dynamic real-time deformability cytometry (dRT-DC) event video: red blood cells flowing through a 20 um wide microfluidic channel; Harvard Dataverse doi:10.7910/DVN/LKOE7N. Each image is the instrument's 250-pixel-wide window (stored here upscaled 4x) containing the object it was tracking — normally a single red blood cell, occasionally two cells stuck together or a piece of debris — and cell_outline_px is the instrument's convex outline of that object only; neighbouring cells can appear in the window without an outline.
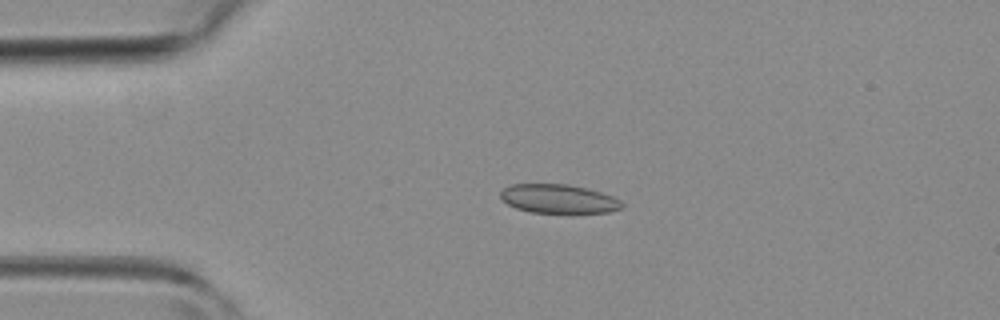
{"species": "common noctule bat (a hibernating species)", "species_latin": "Nyctalus noctula", "temperature_condition": "room temperature", "stored_images_in_passage": 3, "camera_frame_rate_fps": 3000, "um_per_image_px": 0.085, "animal": {"sex": "female", "body_mass_g": 19.3, "forearm_length_mm": 54.1}, "frame": {"image": 1, "passage_image": 3, "time_ms": 2.333, "image_size_px": [1000, 320], "cell_outline_px": [[624, 208], [608, 212], [528, 212], [516, 208], [500, 200], [500, 192], [504, 188], [512, 184], [568, 184], [588, 188], [612, 196], [620, 200], [624, 204]], "centroid_in_image_um": [47.46, 16.89], "position_along_channel_um": 37.5, "area_um2": 20.46}}